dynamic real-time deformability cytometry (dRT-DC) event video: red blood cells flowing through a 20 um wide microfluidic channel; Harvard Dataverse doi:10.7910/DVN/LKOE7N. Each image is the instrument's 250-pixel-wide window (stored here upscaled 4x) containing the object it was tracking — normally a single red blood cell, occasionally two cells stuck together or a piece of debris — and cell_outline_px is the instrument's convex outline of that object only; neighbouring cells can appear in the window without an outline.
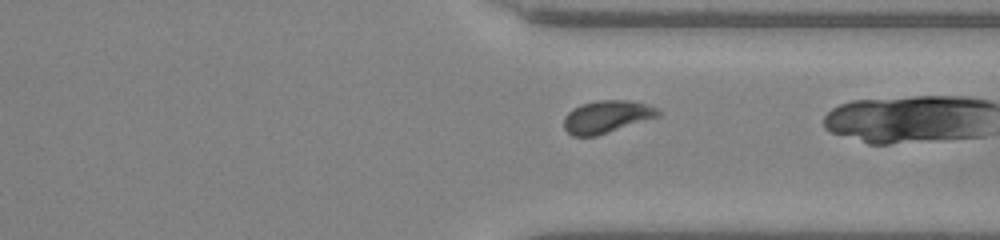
{"species": "common noctule bat (a hibernating species)", "species_latin": "Nyctalus noctula", "temperature_condition": "warm", "stored_images_in_passage": 40, "camera_frame_rate_fps": 3000, "um_per_image_px": 0.085, "animal": {"sex": "male", "body_mass_g": 20.0, "forearm_length_mm": 53.3}, "frame": {"image": 1, "passage_image": 39, "time_ms": 12.667, "image_size_px": [1000, 240], "cell_outline_px": [[660, 116], [596, 136], [572, 136], [564, 128], [564, 116], [572, 108], [580, 104], [596, 100], [628, 100], [648, 104], [656, 108], [660, 112]], "centroid_in_image_um": [51.55, 9.91], "position_along_channel_um": 359.8, "area_um2": 17.92}}